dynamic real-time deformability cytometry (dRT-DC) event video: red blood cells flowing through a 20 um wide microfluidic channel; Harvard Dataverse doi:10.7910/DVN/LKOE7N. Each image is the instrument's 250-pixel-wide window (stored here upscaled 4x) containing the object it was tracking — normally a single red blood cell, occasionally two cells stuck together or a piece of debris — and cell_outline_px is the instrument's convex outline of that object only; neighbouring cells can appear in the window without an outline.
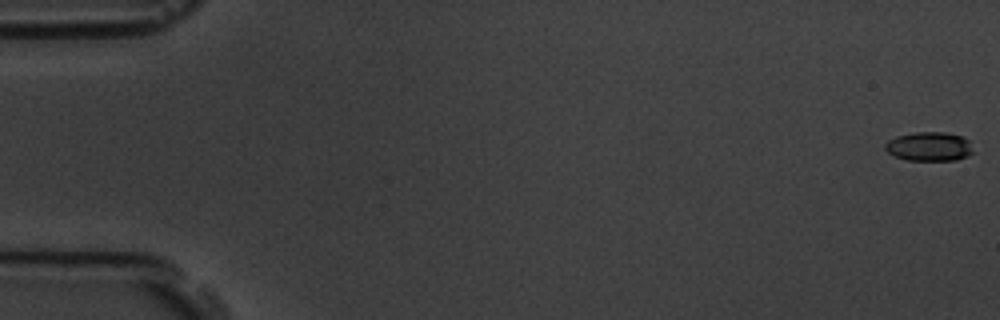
{"species": "common noctule bat (a hibernating species)", "species_latin": "Nyctalus noctula", "temperature_condition": "room temperature", "stored_images_in_passage": 59, "camera_frame_rate_fps": 3000, "um_per_image_px": 0.085, "animal": {"sex": "male", "body_mass_g": 19.5, "forearm_length_mm": 54.6}, "frame": {"image": 1, "passage_image": 1, "time_ms": 0.0, "image_size_px": [1000, 320], "cell_outline_px": [[976, 152], [968, 156], [956, 160], [908, 160], [896, 156], [888, 152], [884, 148], [884, 144], [888, 140], [896, 136], [916, 132], [944, 132], [964, 136], [968, 140]], "centroid_in_image_um": [79.03, 12.45], "position_along_channel_um": 6.0, "area_um2": 15.09}}
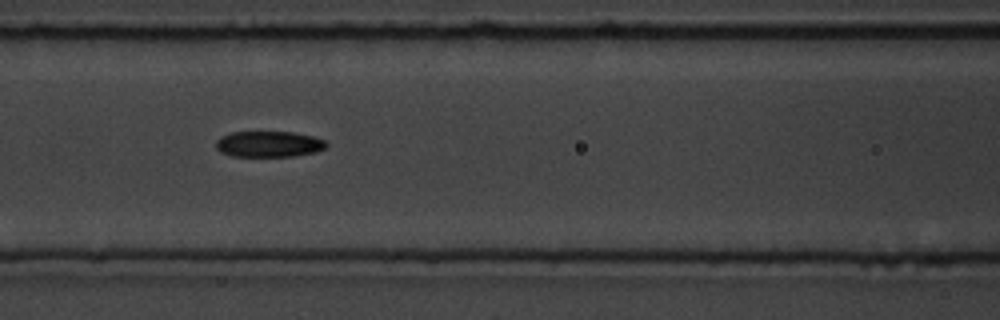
{"frame": {"image": 2, "passage_image": 26, "time_ms": 8.333, "image_size_px": [1000, 320], "cell_outline_px": [[328, 144], [324, 148], [316, 152], [292, 156], [232, 156], [220, 152], [216, 148], [216, 140], [220, 136], [232, 132], [292, 132], [312, 136], [324, 140]], "centroid_in_image_um": [22.82, 12.24], "position_along_channel_um": 143.8, "area_um2": 16.65}}
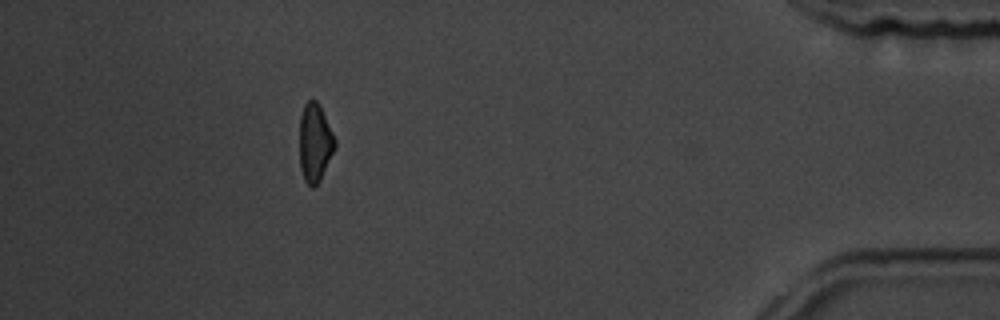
{"frame": {"image": 3, "passage_image": 53, "time_ms": 17.333, "image_size_px": [1000, 320], "cell_outline_px": [[336, 148], [320, 180], [312, 188], [304, 180], [300, 168], [300, 116], [304, 104], [308, 100], [316, 100], [336, 140]], "centroid_in_image_um": [26.76, 12.16], "position_along_channel_um": 408.4, "area_um2": 16.01}, "authors_computed_cell_mechanics": {"area_um2": 16.5886, "velocity_mm_per_s": 3.5494, "shape_relaxation_time_tau1_ms": 3.5876, "shape_relaxation_time_tau2_ms": null, "deformation_change_tau1": 0.1178, "deformation_change_tau2": null}}